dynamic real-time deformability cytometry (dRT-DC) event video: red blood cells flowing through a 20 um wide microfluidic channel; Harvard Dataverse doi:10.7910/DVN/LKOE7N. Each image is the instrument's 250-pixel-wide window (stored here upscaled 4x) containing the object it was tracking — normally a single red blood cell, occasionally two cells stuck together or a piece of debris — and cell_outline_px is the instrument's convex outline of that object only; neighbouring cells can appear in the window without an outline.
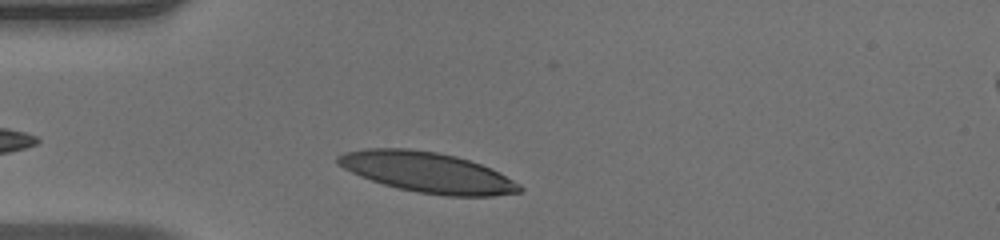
{"species": "human", "species_latin": "Homo sapiens", "temperature_condition": "warm", "stored_images_in_passage": 32, "camera_frame_rate_fps": 3000, "um_per_image_px": 0.085, "donor": {"sex": "male"}, "frame": {"image": 1, "passage_image": 3, "time_ms": 0.667, "image_size_px": [1000, 240], "cell_outline_px": [[524, 188], [520, 192], [492, 196], [444, 196], [416, 192], [384, 184], [360, 176], [336, 164], [336, 156], [344, 152], [368, 148], [408, 148], [436, 152], [456, 156], [492, 168], [520, 184]], "centroid_in_image_um": [36.33, 14.64], "position_along_channel_um": 48.7, "area_um2": 42.71}}
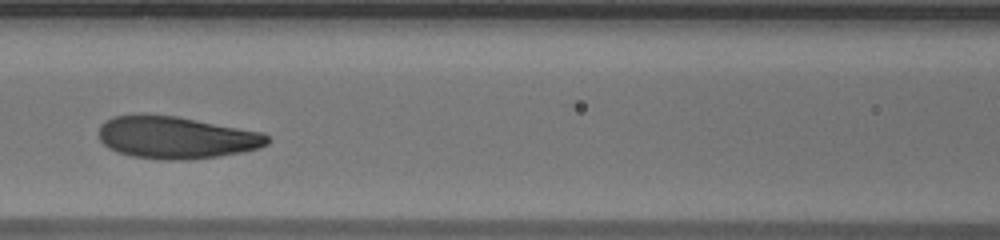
{"frame": {"image": 2, "passage_image": 12, "time_ms": 3.667, "image_size_px": [1000, 240], "cell_outline_px": [[268, 144], [256, 148], [240, 152], [216, 156], [184, 160], [168, 160], [132, 156], [116, 152], [108, 148], [100, 140], [100, 124], [112, 116], [136, 112], [144, 112], [176, 116], [264, 132], [268, 136]], "centroid_in_image_um": [14.9, 11.65], "position_along_channel_um": 151.7, "area_um2": 41.91}}
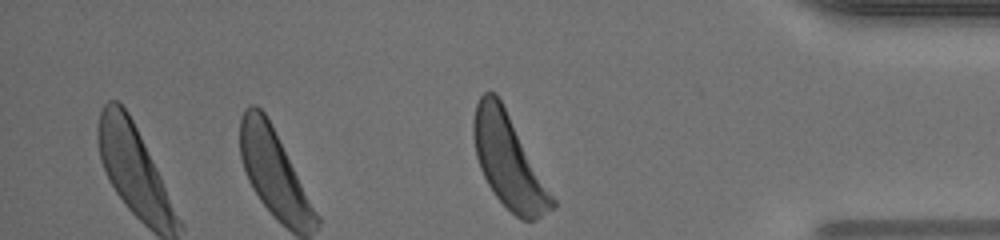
{"frame": {"image": 3, "passage_image": 32, "time_ms": 10.333, "image_size_px": [1000, 240], "cell_outline_px": [[556, 204], [552, 208], [540, 216], [532, 220], [520, 220], [496, 196], [488, 184], [480, 168], [476, 156], [472, 136], [472, 120], [476, 104], [480, 96], [484, 92], [496, 92], [556, 200]], "centroid_in_image_um": [43.2, 13.68], "position_along_channel_um": 392.0, "area_um2": 42.02}, "authors_computed_cell_mechanics": {"area_um2": 41.9628, "velocity_mm_per_s": 3.9454, "shape_relaxation_time_tau1_ms": 2.1737, "shape_relaxation_time_tau2_ms": 4.9596, "deformation_change_tau1": 0.1294, "deformation_change_tau2": 0.12}}